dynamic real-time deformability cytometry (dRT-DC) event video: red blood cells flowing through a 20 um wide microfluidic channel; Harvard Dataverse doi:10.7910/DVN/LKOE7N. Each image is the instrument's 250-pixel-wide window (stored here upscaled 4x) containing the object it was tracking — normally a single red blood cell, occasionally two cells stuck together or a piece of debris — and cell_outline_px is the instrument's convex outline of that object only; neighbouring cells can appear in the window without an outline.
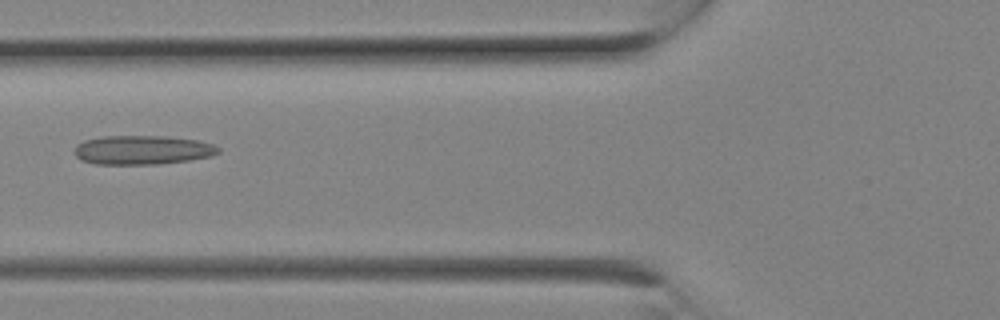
{"species": "Egyptian fruit bat (a non-hibernating species)", "species_latin": "Rousettus aegyptiacus", "temperature_condition": "room temperature", "stored_images_in_passage": 4, "camera_frame_rate_fps": 3000, "um_per_image_px": 0.085, "animal": {"sex": "female"}, "frame": {"image": 1, "passage_image": 4, "time_ms": 1.0, "image_size_px": [1000, 320], "cell_outline_px": [[220, 152], [212, 156], [188, 160], [160, 164], [96, 164], [80, 160], [72, 152], [76, 144], [84, 140], [100, 136], [168, 136], [196, 140], [212, 144], [220, 148]], "centroid_in_image_um": [12.06, 12.74], "position_along_channel_um": 113.7, "area_um2": 24.62}}